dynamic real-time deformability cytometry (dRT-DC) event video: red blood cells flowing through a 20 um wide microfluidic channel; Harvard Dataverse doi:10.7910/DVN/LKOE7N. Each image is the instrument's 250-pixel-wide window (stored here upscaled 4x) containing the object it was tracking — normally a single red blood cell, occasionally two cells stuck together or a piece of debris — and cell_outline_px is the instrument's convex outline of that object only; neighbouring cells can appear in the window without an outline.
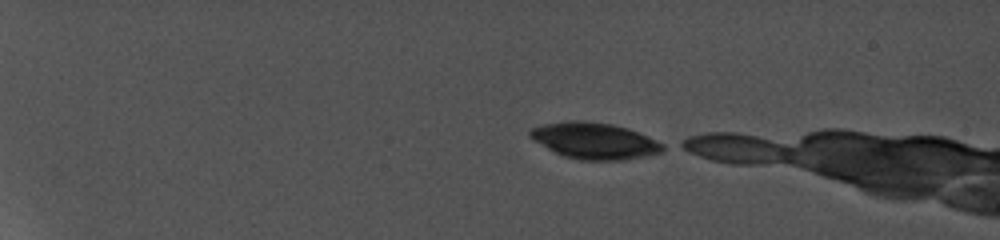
{"species": "common noctule bat (a hibernating species)", "species_latin": "Nyctalus noctula", "temperature_condition": "cold", "stored_images_in_passage": 5, "camera_frame_rate_fps": 5000, "um_per_image_px": 0.085, "animal": {"sex": "female", "body_mass_g": 19.0, "forearm_length_mm": 56.7}, "frame": {"image": 1, "passage_image": 1, "time_ms": 0.0, "image_size_px": [1000, 240], "cell_outline_px": [[668, 148], [660, 152], [612, 160], [588, 160], [568, 156], [556, 152], [536, 140], [528, 132], [532, 128], [544, 124], [576, 120], [612, 124], [636, 132]], "centroid_in_image_um": [50.49, 11.94], "position_along_channel_um": 34.5, "area_um2": 26.47}}